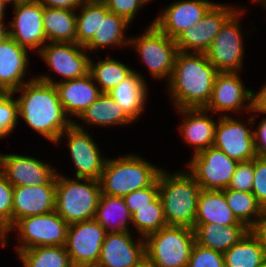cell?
Here are the masks:
<instances>
[{
    "instance_id": "21",
    "label": "cell",
    "mask_w": 266,
    "mask_h": 267,
    "mask_svg": "<svg viewBox=\"0 0 266 267\" xmlns=\"http://www.w3.org/2000/svg\"><path fill=\"white\" fill-rule=\"evenodd\" d=\"M56 175L44 185L13 187L12 226L24 217L55 210Z\"/></svg>"
},
{
    "instance_id": "23",
    "label": "cell",
    "mask_w": 266,
    "mask_h": 267,
    "mask_svg": "<svg viewBox=\"0 0 266 267\" xmlns=\"http://www.w3.org/2000/svg\"><path fill=\"white\" fill-rule=\"evenodd\" d=\"M55 87L69 118L79 117L101 95L89 73L82 78L58 82Z\"/></svg>"
},
{
    "instance_id": "48",
    "label": "cell",
    "mask_w": 266,
    "mask_h": 267,
    "mask_svg": "<svg viewBox=\"0 0 266 267\" xmlns=\"http://www.w3.org/2000/svg\"><path fill=\"white\" fill-rule=\"evenodd\" d=\"M44 7L60 8L67 10H77L80 5V0H36Z\"/></svg>"
},
{
    "instance_id": "7",
    "label": "cell",
    "mask_w": 266,
    "mask_h": 267,
    "mask_svg": "<svg viewBox=\"0 0 266 267\" xmlns=\"http://www.w3.org/2000/svg\"><path fill=\"white\" fill-rule=\"evenodd\" d=\"M135 48L149 73L155 79L169 82L178 48L174 39L163 34L153 23L137 38H130L129 45Z\"/></svg>"
},
{
    "instance_id": "30",
    "label": "cell",
    "mask_w": 266,
    "mask_h": 267,
    "mask_svg": "<svg viewBox=\"0 0 266 267\" xmlns=\"http://www.w3.org/2000/svg\"><path fill=\"white\" fill-rule=\"evenodd\" d=\"M130 23L123 17L113 12L100 15V25L93 38L84 46L86 50L106 49L110 46H127L130 38L125 37ZM127 44V45H126Z\"/></svg>"
},
{
    "instance_id": "46",
    "label": "cell",
    "mask_w": 266,
    "mask_h": 267,
    "mask_svg": "<svg viewBox=\"0 0 266 267\" xmlns=\"http://www.w3.org/2000/svg\"><path fill=\"white\" fill-rule=\"evenodd\" d=\"M249 230L266 248V208H263L261 215Z\"/></svg>"
},
{
    "instance_id": "35",
    "label": "cell",
    "mask_w": 266,
    "mask_h": 267,
    "mask_svg": "<svg viewBox=\"0 0 266 267\" xmlns=\"http://www.w3.org/2000/svg\"><path fill=\"white\" fill-rule=\"evenodd\" d=\"M229 208L232 210L237 220L247 228H251L261 215L263 207L257 202L251 192L232 190L229 188L222 190Z\"/></svg>"
},
{
    "instance_id": "25",
    "label": "cell",
    "mask_w": 266,
    "mask_h": 267,
    "mask_svg": "<svg viewBox=\"0 0 266 267\" xmlns=\"http://www.w3.org/2000/svg\"><path fill=\"white\" fill-rule=\"evenodd\" d=\"M147 87L144 77L134 70L108 94L133 121H138L145 109Z\"/></svg>"
},
{
    "instance_id": "4",
    "label": "cell",
    "mask_w": 266,
    "mask_h": 267,
    "mask_svg": "<svg viewBox=\"0 0 266 267\" xmlns=\"http://www.w3.org/2000/svg\"><path fill=\"white\" fill-rule=\"evenodd\" d=\"M161 170V167L158 168L133 153L117 159L107 158L99 178L101 193L124 197L133 191L151 186Z\"/></svg>"
},
{
    "instance_id": "37",
    "label": "cell",
    "mask_w": 266,
    "mask_h": 267,
    "mask_svg": "<svg viewBox=\"0 0 266 267\" xmlns=\"http://www.w3.org/2000/svg\"><path fill=\"white\" fill-rule=\"evenodd\" d=\"M131 218L132 227L136 229L137 233L139 232L138 234L142 238L159 231L167 225L160 197L149 203L148 206L137 210L131 215Z\"/></svg>"
},
{
    "instance_id": "52",
    "label": "cell",
    "mask_w": 266,
    "mask_h": 267,
    "mask_svg": "<svg viewBox=\"0 0 266 267\" xmlns=\"http://www.w3.org/2000/svg\"><path fill=\"white\" fill-rule=\"evenodd\" d=\"M137 267H156V266L150 263L148 260L144 259Z\"/></svg>"
},
{
    "instance_id": "3",
    "label": "cell",
    "mask_w": 266,
    "mask_h": 267,
    "mask_svg": "<svg viewBox=\"0 0 266 267\" xmlns=\"http://www.w3.org/2000/svg\"><path fill=\"white\" fill-rule=\"evenodd\" d=\"M183 171L161 170L157 178L159 197L167 225L193 229L201 187L188 171Z\"/></svg>"
},
{
    "instance_id": "12",
    "label": "cell",
    "mask_w": 266,
    "mask_h": 267,
    "mask_svg": "<svg viewBox=\"0 0 266 267\" xmlns=\"http://www.w3.org/2000/svg\"><path fill=\"white\" fill-rule=\"evenodd\" d=\"M64 135L68 139L69 155L76 169L75 178L99 180L107 158L102 156L92 136L82 125L76 123V120L61 133L58 144L62 141Z\"/></svg>"
},
{
    "instance_id": "15",
    "label": "cell",
    "mask_w": 266,
    "mask_h": 267,
    "mask_svg": "<svg viewBox=\"0 0 266 267\" xmlns=\"http://www.w3.org/2000/svg\"><path fill=\"white\" fill-rule=\"evenodd\" d=\"M13 20L8 24V36L27 50L38 53L46 44L43 25L44 6L36 0H21L14 7Z\"/></svg>"
},
{
    "instance_id": "43",
    "label": "cell",
    "mask_w": 266,
    "mask_h": 267,
    "mask_svg": "<svg viewBox=\"0 0 266 267\" xmlns=\"http://www.w3.org/2000/svg\"><path fill=\"white\" fill-rule=\"evenodd\" d=\"M151 0H104L107 9L118 16L125 18L130 24L132 23L137 11Z\"/></svg>"
},
{
    "instance_id": "41",
    "label": "cell",
    "mask_w": 266,
    "mask_h": 267,
    "mask_svg": "<svg viewBox=\"0 0 266 267\" xmlns=\"http://www.w3.org/2000/svg\"><path fill=\"white\" fill-rule=\"evenodd\" d=\"M159 197L158 180L151 186L133 191L123 197L130 214L132 215L140 208L148 206L149 203L154 202Z\"/></svg>"
},
{
    "instance_id": "44",
    "label": "cell",
    "mask_w": 266,
    "mask_h": 267,
    "mask_svg": "<svg viewBox=\"0 0 266 267\" xmlns=\"http://www.w3.org/2000/svg\"><path fill=\"white\" fill-rule=\"evenodd\" d=\"M251 193L266 208V157L254 158V181Z\"/></svg>"
},
{
    "instance_id": "47",
    "label": "cell",
    "mask_w": 266,
    "mask_h": 267,
    "mask_svg": "<svg viewBox=\"0 0 266 267\" xmlns=\"http://www.w3.org/2000/svg\"><path fill=\"white\" fill-rule=\"evenodd\" d=\"M252 112H257V114L260 113V115L266 114V83L257 93L252 91V110L249 114Z\"/></svg>"
},
{
    "instance_id": "28",
    "label": "cell",
    "mask_w": 266,
    "mask_h": 267,
    "mask_svg": "<svg viewBox=\"0 0 266 267\" xmlns=\"http://www.w3.org/2000/svg\"><path fill=\"white\" fill-rule=\"evenodd\" d=\"M88 126L110 127L134 122L108 93L101 95L78 117Z\"/></svg>"
},
{
    "instance_id": "16",
    "label": "cell",
    "mask_w": 266,
    "mask_h": 267,
    "mask_svg": "<svg viewBox=\"0 0 266 267\" xmlns=\"http://www.w3.org/2000/svg\"><path fill=\"white\" fill-rule=\"evenodd\" d=\"M239 73L219 72L216 75L210 101L204 108L206 111L229 116L228 112L239 114L244 107L248 112L252 110L253 90L246 89Z\"/></svg>"
},
{
    "instance_id": "5",
    "label": "cell",
    "mask_w": 266,
    "mask_h": 267,
    "mask_svg": "<svg viewBox=\"0 0 266 267\" xmlns=\"http://www.w3.org/2000/svg\"><path fill=\"white\" fill-rule=\"evenodd\" d=\"M74 179L56 173L55 211L69 225L94 219L101 196L99 180Z\"/></svg>"
},
{
    "instance_id": "39",
    "label": "cell",
    "mask_w": 266,
    "mask_h": 267,
    "mask_svg": "<svg viewBox=\"0 0 266 267\" xmlns=\"http://www.w3.org/2000/svg\"><path fill=\"white\" fill-rule=\"evenodd\" d=\"M187 267H225L224 255L195 243Z\"/></svg>"
},
{
    "instance_id": "56",
    "label": "cell",
    "mask_w": 266,
    "mask_h": 267,
    "mask_svg": "<svg viewBox=\"0 0 266 267\" xmlns=\"http://www.w3.org/2000/svg\"><path fill=\"white\" fill-rule=\"evenodd\" d=\"M259 267H266V261H264Z\"/></svg>"
},
{
    "instance_id": "9",
    "label": "cell",
    "mask_w": 266,
    "mask_h": 267,
    "mask_svg": "<svg viewBox=\"0 0 266 267\" xmlns=\"http://www.w3.org/2000/svg\"><path fill=\"white\" fill-rule=\"evenodd\" d=\"M239 8L221 27L209 49L205 52L208 61L219 72H241L244 46L240 17L246 13Z\"/></svg>"
},
{
    "instance_id": "29",
    "label": "cell",
    "mask_w": 266,
    "mask_h": 267,
    "mask_svg": "<svg viewBox=\"0 0 266 267\" xmlns=\"http://www.w3.org/2000/svg\"><path fill=\"white\" fill-rule=\"evenodd\" d=\"M94 219L107 233L131 232L132 218L123 197L101 193Z\"/></svg>"
},
{
    "instance_id": "45",
    "label": "cell",
    "mask_w": 266,
    "mask_h": 267,
    "mask_svg": "<svg viewBox=\"0 0 266 267\" xmlns=\"http://www.w3.org/2000/svg\"><path fill=\"white\" fill-rule=\"evenodd\" d=\"M258 124L253 129L254 150L256 157H266V117Z\"/></svg>"
},
{
    "instance_id": "24",
    "label": "cell",
    "mask_w": 266,
    "mask_h": 267,
    "mask_svg": "<svg viewBox=\"0 0 266 267\" xmlns=\"http://www.w3.org/2000/svg\"><path fill=\"white\" fill-rule=\"evenodd\" d=\"M183 116L179 130L184 142L192 145L193 155L213 146L216 121L209 111L200 109H176Z\"/></svg>"
},
{
    "instance_id": "19",
    "label": "cell",
    "mask_w": 266,
    "mask_h": 267,
    "mask_svg": "<svg viewBox=\"0 0 266 267\" xmlns=\"http://www.w3.org/2000/svg\"><path fill=\"white\" fill-rule=\"evenodd\" d=\"M145 259V241L135 242L131 232L106 233L95 267H137Z\"/></svg>"
},
{
    "instance_id": "22",
    "label": "cell",
    "mask_w": 266,
    "mask_h": 267,
    "mask_svg": "<svg viewBox=\"0 0 266 267\" xmlns=\"http://www.w3.org/2000/svg\"><path fill=\"white\" fill-rule=\"evenodd\" d=\"M28 50L8 36L0 43V91L13 92L25 83L28 63Z\"/></svg>"
},
{
    "instance_id": "55",
    "label": "cell",
    "mask_w": 266,
    "mask_h": 267,
    "mask_svg": "<svg viewBox=\"0 0 266 267\" xmlns=\"http://www.w3.org/2000/svg\"><path fill=\"white\" fill-rule=\"evenodd\" d=\"M81 3H84V2H100V1H104V0H80Z\"/></svg>"
},
{
    "instance_id": "11",
    "label": "cell",
    "mask_w": 266,
    "mask_h": 267,
    "mask_svg": "<svg viewBox=\"0 0 266 267\" xmlns=\"http://www.w3.org/2000/svg\"><path fill=\"white\" fill-rule=\"evenodd\" d=\"M191 157L186 168L201 189L223 190L228 188L238 161L229 158L214 146Z\"/></svg>"
},
{
    "instance_id": "6",
    "label": "cell",
    "mask_w": 266,
    "mask_h": 267,
    "mask_svg": "<svg viewBox=\"0 0 266 267\" xmlns=\"http://www.w3.org/2000/svg\"><path fill=\"white\" fill-rule=\"evenodd\" d=\"M144 241L145 259L156 267H187L195 235L193 229L166 225Z\"/></svg>"
},
{
    "instance_id": "36",
    "label": "cell",
    "mask_w": 266,
    "mask_h": 267,
    "mask_svg": "<svg viewBox=\"0 0 266 267\" xmlns=\"http://www.w3.org/2000/svg\"><path fill=\"white\" fill-rule=\"evenodd\" d=\"M76 12V43L85 46L94 36L100 25V15H106L109 10L103 1L81 3Z\"/></svg>"
},
{
    "instance_id": "8",
    "label": "cell",
    "mask_w": 266,
    "mask_h": 267,
    "mask_svg": "<svg viewBox=\"0 0 266 267\" xmlns=\"http://www.w3.org/2000/svg\"><path fill=\"white\" fill-rule=\"evenodd\" d=\"M69 224L56 211L43 215L24 217L7 232H18L16 253L37 246H65Z\"/></svg>"
},
{
    "instance_id": "27",
    "label": "cell",
    "mask_w": 266,
    "mask_h": 267,
    "mask_svg": "<svg viewBox=\"0 0 266 267\" xmlns=\"http://www.w3.org/2000/svg\"><path fill=\"white\" fill-rule=\"evenodd\" d=\"M195 223H215L220 226L243 224L237 220L229 208L222 190L201 189Z\"/></svg>"
},
{
    "instance_id": "54",
    "label": "cell",
    "mask_w": 266,
    "mask_h": 267,
    "mask_svg": "<svg viewBox=\"0 0 266 267\" xmlns=\"http://www.w3.org/2000/svg\"><path fill=\"white\" fill-rule=\"evenodd\" d=\"M253 2L260 3L263 7L266 5V0H253Z\"/></svg>"
},
{
    "instance_id": "42",
    "label": "cell",
    "mask_w": 266,
    "mask_h": 267,
    "mask_svg": "<svg viewBox=\"0 0 266 267\" xmlns=\"http://www.w3.org/2000/svg\"><path fill=\"white\" fill-rule=\"evenodd\" d=\"M254 181V159L238 162L229 189L251 192Z\"/></svg>"
},
{
    "instance_id": "1",
    "label": "cell",
    "mask_w": 266,
    "mask_h": 267,
    "mask_svg": "<svg viewBox=\"0 0 266 267\" xmlns=\"http://www.w3.org/2000/svg\"><path fill=\"white\" fill-rule=\"evenodd\" d=\"M13 93L18 96V113L26 124L51 143L58 142L61 133L73 124L59 100L54 84L31 77Z\"/></svg>"
},
{
    "instance_id": "38",
    "label": "cell",
    "mask_w": 266,
    "mask_h": 267,
    "mask_svg": "<svg viewBox=\"0 0 266 267\" xmlns=\"http://www.w3.org/2000/svg\"><path fill=\"white\" fill-rule=\"evenodd\" d=\"M13 96V92L0 94V139L8 137L18 124V102Z\"/></svg>"
},
{
    "instance_id": "31",
    "label": "cell",
    "mask_w": 266,
    "mask_h": 267,
    "mask_svg": "<svg viewBox=\"0 0 266 267\" xmlns=\"http://www.w3.org/2000/svg\"><path fill=\"white\" fill-rule=\"evenodd\" d=\"M43 25L47 42L76 43V11L44 7Z\"/></svg>"
},
{
    "instance_id": "32",
    "label": "cell",
    "mask_w": 266,
    "mask_h": 267,
    "mask_svg": "<svg viewBox=\"0 0 266 267\" xmlns=\"http://www.w3.org/2000/svg\"><path fill=\"white\" fill-rule=\"evenodd\" d=\"M223 255L225 267H259L266 261V248L249 230Z\"/></svg>"
},
{
    "instance_id": "13",
    "label": "cell",
    "mask_w": 266,
    "mask_h": 267,
    "mask_svg": "<svg viewBox=\"0 0 266 267\" xmlns=\"http://www.w3.org/2000/svg\"><path fill=\"white\" fill-rule=\"evenodd\" d=\"M105 229L95 220L70 224L65 249L74 267H95L99 261Z\"/></svg>"
},
{
    "instance_id": "2",
    "label": "cell",
    "mask_w": 266,
    "mask_h": 267,
    "mask_svg": "<svg viewBox=\"0 0 266 267\" xmlns=\"http://www.w3.org/2000/svg\"><path fill=\"white\" fill-rule=\"evenodd\" d=\"M219 71L208 61L205 53L178 51L168 92L176 109L205 108L210 101Z\"/></svg>"
},
{
    "instance_id": "49",
    "label": "cell",
    "mask_w": 266,
    "mask_h": 267,
    "mask_svg": "<svg viewBox=\"0 0 266 267\" xmlns=\"http://www.w3.org/2000/svg\"><path fill=\"white\" fill-rule=\"evenodd\" d=\"M0 21V43L8 37V25Z\"/></svg>"
},
{
    "instance_id": "50",
    "label": "cell",
    "mask_w": 266,
    "mask_h": 267,
    "mask_svg": "<svg viewBox=\"0 0 266 267\" xmlns=\"http://www.w3.org/2000/svg\"><path fill=\"white\" fill-rule=\"evenodd\" d=\"M7 240H8V234H7V232L0 226V243H1V246L6 247V246H7Z\"/></svg>"
},
{
    "instance_id": "34",
    "label": "cell",
    "mask_w": 266,
    "mask_h": 267,
    "mask_svg": "<svg viewBox=\"0 0 266 267\" xmlns=\"http://www.w3.org/2000/svg\"><path fill=\"white\" fill-rule=\"evenodd\" d=\"M16 254L23 267H74L65 246H37Z\"/></svg>"
},
{
    "instance_id": "17",
    "label": "cell",
    "mask_w": 266,
    "mask_h": 267,
    "mask_svg": "<svg viewBox=\"0 0 266 267\" xmlns=\"http://www.w3.org/2000/svg\"><path fill=\"white\" fill-rule=\"evenodd\" d=\"M232 116H221L217 120L213 146L238 162L256 157L253 130Z\"/></svg>"
},
{
    "instance_id": "51",
    "label": "cell",
    "mask_w": 266,
    "mask_h": 267,
    "mask_svg": "<svg viewBox=\"0 0 266 267\" xmlns=\"http://www.w3.org/2000/svg\"><path fill=\"white\" fill-rule=\"evenodd\" d=\"M8 7L2 0H0V21H4L5 8Z\"/></svg>"
},
{
    "instance_id": "40",
    "label": "cell",
    "mask_w": 266,
    "mask_h": 267,
    "mask_svg": "<svg viewBox=\"0 0 266 267\" xmlns=\"http://www.w3.org/2000/svg\"><path fill=\"white\" fill-rule=\"evenodd\" d=\"M13 186L0 171V226L8 232L12 227Z\"/></svg>"
},
{
    "instance_id": "33",
    "label": "cell",
    "mask_w": 266,
    "mask_h": 267,
    "mask_svg": "<svg viewBox=\"0 0 266 267\" xmlns=\"http://www.w3.org/2000/svg\"><path fill=\"white\" fill-rule=\"evenodd\" d=\"M133 71L128 65L113 58L107 57L95 63L90 57L89 74L99 86L101 93H109Z\"/></svg>"
},
{
    "instance_id": "18",
    "label": "cell",
    "mask_w": 266,
    "mask_h": 267,
    "mask_svg": "<svg viewBox=\"0 0 266 267\" xmlns=\"http://www.w3.org/2000/svg\"><path fill=\"white\" fill-rule=\"evenodd\" d=\"M0 171L13 187L44 185L57 173L55 167L40 159L14 153H0Z\"/></svg>"
},
{
    "instance_id": "10",
    "label": "cell",
    "mask_w": 266,
    "mask_h": 267,
    "mask_svg": "<svg viewBox=\"0 0 266 267\" xmlns=\"http://www.w3.org/2000/svg\"><path fill=\"white\" fill-rule=\"evenodd\" d=\"M84 46L77 43H58L47 42L39 54L41 59L50 67V69L59 74L63 79L56 81L49 75H40L41 81L56 84L67 80L78 79L89 73L90 56Z\"/></svg>"
},
{
    "instance_id": "14",
    "label": "cell",
    "mask_w": 266,
    "mask_h": 267,
    "mask_svg": "<svg viewBox=\"0 0 266 267\" xmlns=\"http://www.w3.org/2000/svg\"><path fill=\"white\" fill-rule=\"evenodd\" d=\"M239 9L230 5L215 3L203 18L184 30L176 39L178 51L205 53L220 32L224 23Z\"/></svg>"
},
{
    "instance_id": "53",
    "label": "cell",
    "mask_w": 266,
    "mask_h": 267,
    "mask_svg": "<svg viewBox=\"0 0 266 267\" xmlns=\"http://www.w3.org/2000/svg\"><path fill=\"white\" fill-rule=\"evenodd\" d=\"M5 4H9V3H12L13 6H15L19 1L21 0H2Z\"/></svg>"
},
{
    "instance_id": "26",
    "label": "cell",
    "mask_w": 266,
    "mask_h": 267,
    "mask_svg": "<svg viewBox=\"0 0 266 267\" xmlns=\"http://www.w3.org/2000/svg\"><path fill=\"white\" fill-rule=\"evenodd\" d=\"M193 230L196 244L224 254L249 231V228L244 224L220 226L215 223H195Z\"/></svg>"
},
{
    "instance_id": "20",
    "label": "cell",
    "mask_w": 266,
    "mask_h": 267,
    "mask_svg": "<svg viewBox=\"0 0 266 267\" xmlns=\"http://www.w3.org/2000/svg\"><path fill=\"white\" fill-rule=\"evenodd\" d=\"M214 4L208 0L175 1L159 13L152 23L175 40L184 30L199 22Z\"/></svg>"
}]
</instances>
